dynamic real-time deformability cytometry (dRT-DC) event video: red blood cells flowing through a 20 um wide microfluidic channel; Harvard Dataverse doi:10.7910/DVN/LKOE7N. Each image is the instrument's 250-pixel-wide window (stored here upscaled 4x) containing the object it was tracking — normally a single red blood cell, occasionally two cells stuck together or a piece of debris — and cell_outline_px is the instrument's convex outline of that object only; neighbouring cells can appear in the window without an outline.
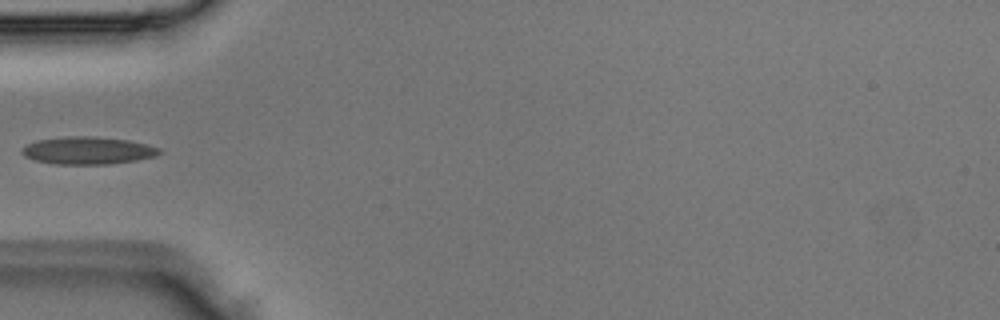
{"species": "Egyptian fruit bat (a non-hibernating species)", "species_latin": "Rousettus aegyptiacus", "temperature_condition": "room temperature", "stored_images_in_passage": 3, "camera_frame_rate_fps": 3000, "um_per_image_px": 0.085, "animal": {"sex": "male"}, "frame": {"image": 1, "passage_image": 3, "time_ms": 0.667, "image_size_px": [1000, 320], "cell_outline_px": [[160, 152], [156, 156], [136, 160], [108, 164], [56, 164], [36, 160], [24, 156], [20, 152], [28, 144], [36, 140], [68, 136], [96, 136], [128, 140], [160, 148]], "centroid_in_image_um": [7.45, 12.79], "position_along_channel_um": 77.5, "area_um2": 21.85}}